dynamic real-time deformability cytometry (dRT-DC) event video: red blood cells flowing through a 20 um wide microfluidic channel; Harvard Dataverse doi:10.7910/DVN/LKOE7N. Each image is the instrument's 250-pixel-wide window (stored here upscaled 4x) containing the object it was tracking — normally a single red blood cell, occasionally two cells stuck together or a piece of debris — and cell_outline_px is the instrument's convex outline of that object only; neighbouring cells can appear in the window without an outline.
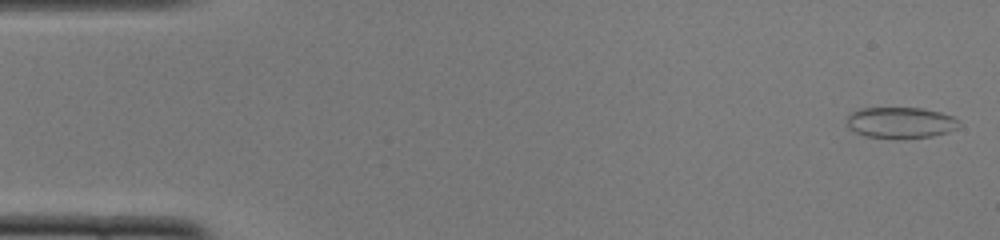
{"species": "common noctule bat (a hibernating species)", "species_latin": "Nyctalus noctula", "temperature_condition": "cold", "stored_images_in_passage": 9, "camera_frame_rate_fps": 3000, "um_per_image_px": 0.085, "animal": {"sex": "female", "body_mass_g": 22.0, "forearm_length_mm": 56.7}, "frame": {"image": 1, "passage_image": 1, "time_ms": 0.0, "image_size_px": [1000, 240], "cell_outline_px": [[960, 124], [956, 128], [948, 132], [932, 136], [900, 140], [864, 136], [848, 128], [848, 116], [852, 112], [860, 108], [924, 108], [940, 112], [952, 116], [960, 120]], "centroid_in_image_um": [76.56, 10.44], "position_along_channel_um": 8.4, "area_um2": 20.69}}